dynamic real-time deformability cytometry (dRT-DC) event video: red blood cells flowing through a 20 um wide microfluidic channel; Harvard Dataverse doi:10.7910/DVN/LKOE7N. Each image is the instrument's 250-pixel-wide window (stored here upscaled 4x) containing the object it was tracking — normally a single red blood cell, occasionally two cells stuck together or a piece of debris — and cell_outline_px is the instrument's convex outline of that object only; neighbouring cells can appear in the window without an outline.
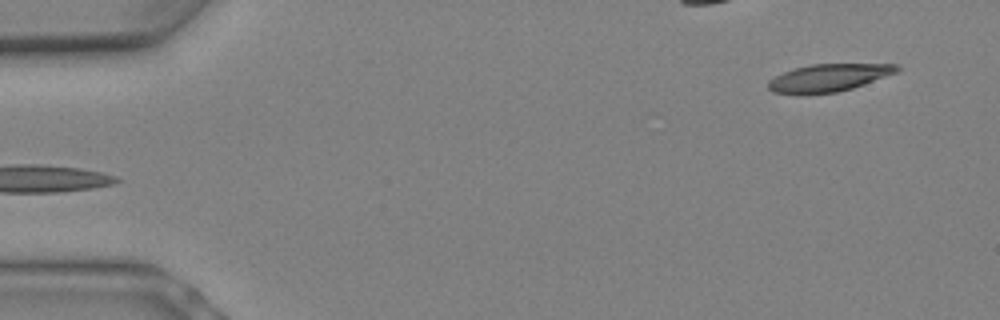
{"species": "Egyptian fruit bat (a non-hibernating species)", "species_latin": "Rousettus aegyptiacus", "temperature_condition": "warm", "stored_images_in_passage": 8, "camera_frame_rate_fps": 3000, "um_per_image_px": 0.085, "animal": {"sex": "female"}, "frame": {"image": 1, "passage_image": 8, "time_ms": 2.333, "image_size_px": [1000, 320], "cell_outline_px": [[900, 68], [896, 72], [864, 84], [852, 88], [836, 92], [772, 92], [768, 88], [768, 80], [784, 72], [808, 64], [896, 64]], "centroid_in_image_um": [70.45, 6.57], "position_along_channel_um": 14.5, "area_um2": 19.88}}